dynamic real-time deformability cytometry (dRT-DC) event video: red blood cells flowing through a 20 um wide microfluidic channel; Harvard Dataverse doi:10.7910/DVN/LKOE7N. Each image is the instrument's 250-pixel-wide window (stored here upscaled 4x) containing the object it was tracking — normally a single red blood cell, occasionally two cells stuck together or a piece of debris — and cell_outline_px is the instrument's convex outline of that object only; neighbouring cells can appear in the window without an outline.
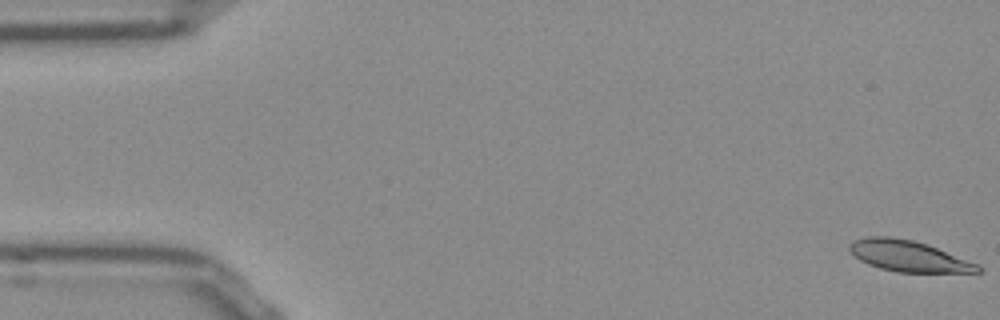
{"species": "Egyptian fruit bat (a non-hibernating species)", "species_latin": "Rousettus aegyptiacus", "temperature_condition": "room temperature", "stored_images_in_passage": 11, "camera_frame_rate_fps": 3000, "um_per_image_px": 0.085, "frame": {"image": 1, "passage_image": 1, "time_ms": 0.0, "image_size_px": [1000, 320], "cell_outline_px": [[984, 272], [896, 272], [880, 268], [868, 264], [860, 260], [848, 248], [848, 244], [856, 240], [868, 236], [888, 236], [912, 240], [928, 244], [976, 264], [984, 268]], "centroid_in_image_um": [77.22, 21.76], "position_along_channel_um": 7.8, "area_um2": 22.95}}